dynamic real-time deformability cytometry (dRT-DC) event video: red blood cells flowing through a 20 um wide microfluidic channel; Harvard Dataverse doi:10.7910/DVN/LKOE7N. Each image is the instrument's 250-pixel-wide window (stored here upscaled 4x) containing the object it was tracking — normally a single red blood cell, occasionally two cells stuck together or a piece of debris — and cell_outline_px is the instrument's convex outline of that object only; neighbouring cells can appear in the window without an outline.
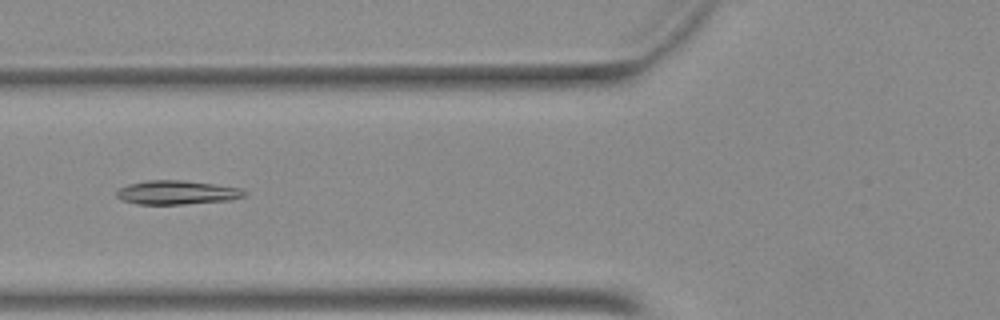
{"species": "Egyptian fruit bat (a non-hibernating species)", "species_latin": "Rousettus aegyptiacus", "temperature_condition": "warm", "stored_images_in_passage": 43, "camera_frame_rate_fps": 3000, "um_per_image_px": 0.085, "animal": {"sex": "female"}, "frame": {"image": 1, "passage_image": 12, "time_ms": 3.667, "image_size_px": [1000, 320], "cell_outline_px": [[248, 192], [244, 196], [232, 200], [184, 204], [136, 204], [120, 200], [116, 196], [116, 192], [120, 188], [128, 184], [148, 180], [180, 180], [244, 188]], "centroid_in_image_um": [15.05, 16.36], "position_along_channel_um": 110.8, "area_um2": 17.92}}
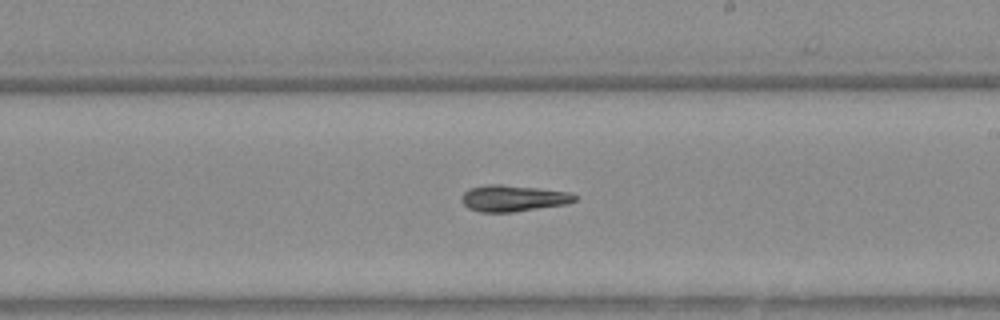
{"frame": {"image": 2, "passage_image": 22, "time_ms": 7.0, "image_size_px": [1000, 320], "cell_outline_px": [[576, 200], [568, 204], [512, 212], [480, 212], [468, 208], [460, 200], [460, 196], [468, 188], [488, 184], [500, 184], [540, 188], [568, 192], [576, 196]], "centroid_in_image_um": [43.58, 16.85], "position_along_channel_um": 245.4, "area_um2": 17.51}}
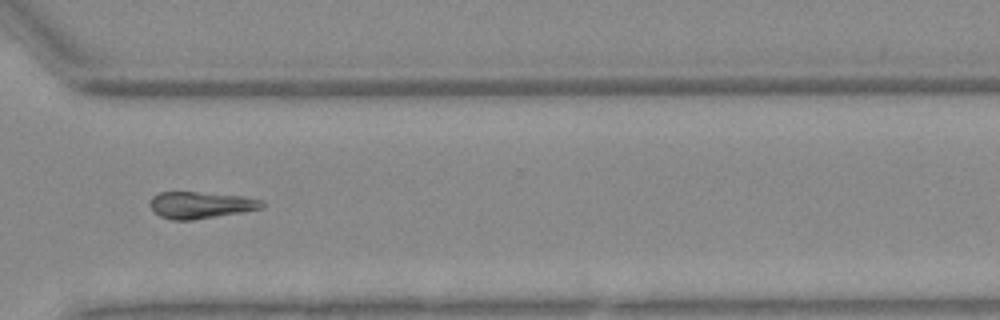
{"frame": {"image": 3, "passage_image": 30, "time_ms": 9.667, "image_size_px": [1000, 320], "cell_outline_px": [[264, 208], [244, 212], [192, 220], [172, 220], [160, 216], [152, 208], [152, 196], [160, 192], [196, 192], [244, 196], [264, 200]], "centroid_in_image_um": [17.13, 17.43], "position_along_channel_um": 353.5, "area_um2": 17.4}}